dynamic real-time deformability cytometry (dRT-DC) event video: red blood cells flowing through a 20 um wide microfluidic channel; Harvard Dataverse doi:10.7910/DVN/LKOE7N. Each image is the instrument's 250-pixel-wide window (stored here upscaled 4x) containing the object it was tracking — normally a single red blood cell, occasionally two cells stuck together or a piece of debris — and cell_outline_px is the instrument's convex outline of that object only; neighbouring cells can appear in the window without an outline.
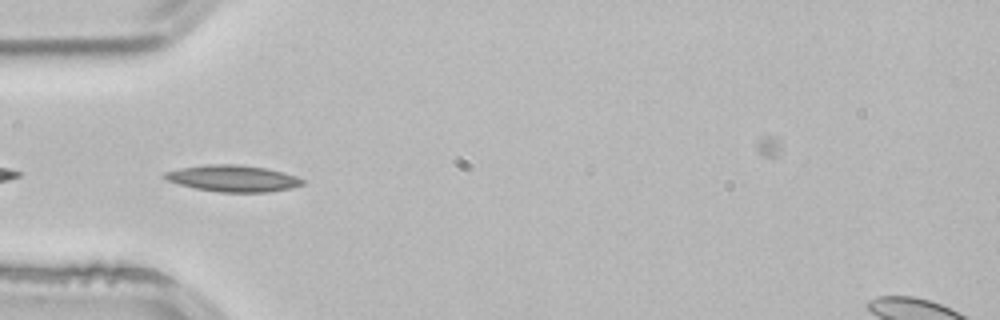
{"species": "common noctule bat (a hibernating species)", "species_latin": "Nyctalus noctula", "temperature_condition": "room temperature", "stored_images_in_passage": 4, "camera_frame_rate_fps": 3000, "um_per_image_px": 0.085, "animal": {"sex": "male", "body_mass_g": 21.5, "forearm_length_mm": 52.0}, "frame": {"image": 1, "passage_image": 4, "time_ms": 1.0, "image_size_px": [1000, 320], "cell_outline_px": [[304, 184], [292, 188], [268, 192], [220, 192], [196, 188], [180, 184], [168, 180], [160, 176], [164, 172], [180, 168], [208, 164], [236, 164], [264, 168], [296, 176], [304, 180]], "centroid_in_image_um": [19.78, 15.16], "position_along_channel_um": 65.2, "area_um2": 21.1}}